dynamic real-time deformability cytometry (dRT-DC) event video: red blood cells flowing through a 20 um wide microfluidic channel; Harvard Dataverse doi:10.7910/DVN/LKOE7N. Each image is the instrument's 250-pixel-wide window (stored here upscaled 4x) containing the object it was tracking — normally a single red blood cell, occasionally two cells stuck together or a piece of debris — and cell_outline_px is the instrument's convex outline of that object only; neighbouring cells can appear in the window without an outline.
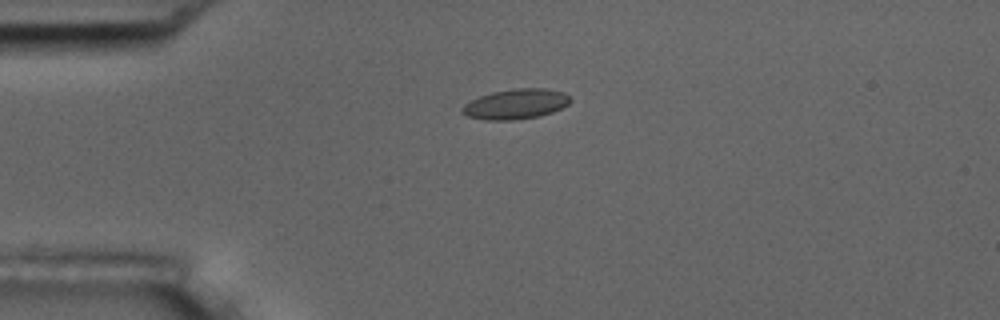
{"species": "common noctule bat (a hibernating species)", "species_latin": "Nyctalus noctula", "temperature_condition": "room temperature", "stored_images_in_passage": 43, "camera_frame_rate_fps": 3000, "um_per_image_px": 0.085, "animal": {"sex": "male", "body_mass_g": 17.5, "forearm_length_mm": 52.3}, "frame": {"image": 1, "passage_image": 1, "time_ms": 0.0, "image_size_px": [1000, 320], "cell_outline_px": [[572, 100], [568, 104], [552, 112], [540, 116], [516, 120], [484, 120], [468, 116], [460, 112], [460, 108], [464, 104], [480, 96], [492, 92], [516, 88], [544, 88], [564, 92]], "centroid_in_image_um": [43.82, 8.85], "position_along_channel_um": 41.2, "area_um2": 19.02}}
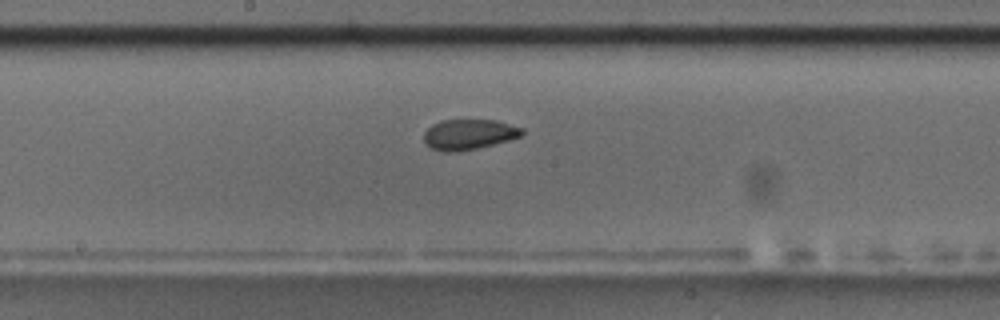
{"frame": {"image": 2, "passage_image": 17, "time_ms": 5.333, "image_size_px": [1000, 320], "cell_outline_px": [[524, 132], [520, 136], [508, 140], [476, 148], [456, 152], [440, 152], [428, 148], [424, 144], [424, 132], [432, 124], [440, 120], [496, 120], [524, 128]], "centroid_in_image_um": [39.8, 11.43], "position_along_channel_um": 208.4, "area_um2": 17.51}}
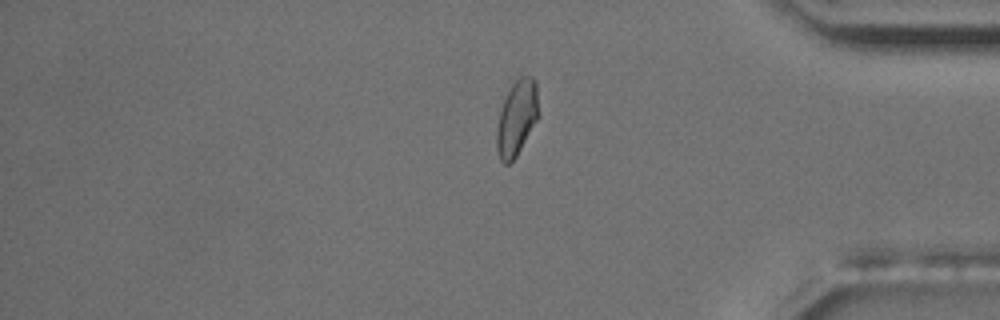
{"frame": {"image": 3, "passage_image": 34, "time_ms": 11.0, "image_size_px": [1000, 320], "cell_outline_px": [[540, 116], [516, 156], [508, 164], [504, 164], [500, 160], [496, 148], [496, 128], [500, 112], [508, 88], [520, 76], [532, 76], [536, 80]], "centroid_in_image_um": [43.94, 10.0], "position_along_channel_um": 391.3, "area_um2": 18.67}, "authors_computed_cell_mechanics": {"area_um2": 17.918, "velocity_mm_per_s": 3.6168, "shape_relaxation_time_tau1_ms": null, "shape_relaxation_time_tau2_ms": 1.935, "deformation_change_tau1": null, "deformation_change_tau2": 0.0625}}